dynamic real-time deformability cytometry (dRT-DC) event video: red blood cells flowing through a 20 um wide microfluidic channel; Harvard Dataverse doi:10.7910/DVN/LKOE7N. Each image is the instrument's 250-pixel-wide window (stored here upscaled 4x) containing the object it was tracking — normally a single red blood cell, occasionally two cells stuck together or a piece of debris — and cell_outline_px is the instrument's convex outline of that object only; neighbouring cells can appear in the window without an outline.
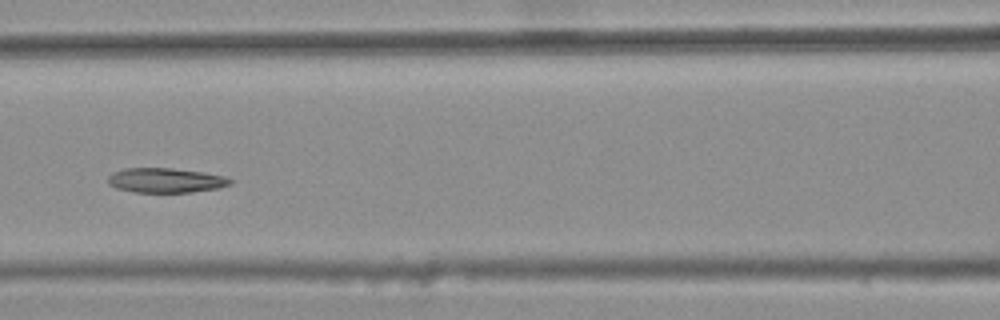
{"species": "common noctule bat (a hibernating species)", "species_latin": "Nyctalus noctula", "temperature_condition": "warm", "stored_images_in_passage": 8, "camera_frame_rate_fps": 3000, "um_per_image_px": 0.085, "animal": {"sex": "female", "body_mass_g": 25.1}, "frame": {"image": 1, "passage_image": 7, "time_ms": 2.0, "image_size_px": [1000, 320], "cell_outline_px": [[232, 184], [220, 188], [192, 192], [132, 192], [116, 188], [108, 184], [108, 176], [112, 172], [124, 168], [172, 168], [200, 172], [224, 176], [232, 180]], "centroid_in_image_um": [14.06, 15.33], "position_along_channel_um": 152.5, "area_um2": 17.63}}
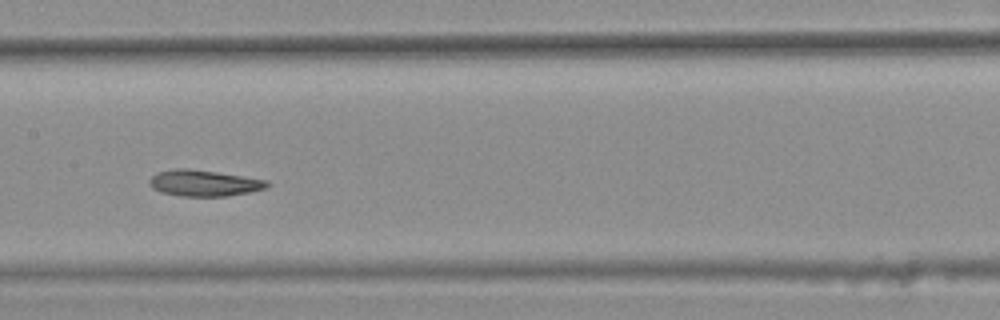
{"frame": {"image": 2, "passage_image": 8, "time_ms": 2.333, "image_size_px": [1000, 320], "cell_outline_px": [[272, 184], [264, 188], [248, 192], [228, 196], [180, 196], [160, 192], [152, 188], [148, 184], [148, 180], [152, 176], [160, 172], [180, 168], [188, 168], [216, 172], [268, 180]], "centroid_in_image_um": [17.33, 15.57], "position_along_channel_um": 190.1, "area_um2": 17.86}}